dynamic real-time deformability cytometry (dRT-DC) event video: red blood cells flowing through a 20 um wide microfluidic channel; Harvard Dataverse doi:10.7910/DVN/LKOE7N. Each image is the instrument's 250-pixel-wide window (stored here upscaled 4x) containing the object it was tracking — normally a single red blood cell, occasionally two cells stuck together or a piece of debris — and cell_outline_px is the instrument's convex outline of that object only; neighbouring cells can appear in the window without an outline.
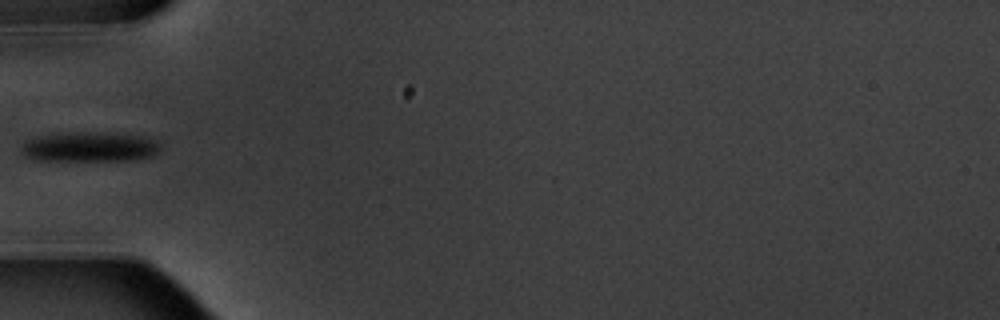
{"species": "common noctule bat (a hibernating species)", "species_latin": "Nyctalus noctula", "temperature_condition": "warm", "stored_images_in_passage": 6, "camera_frame_rate_fps": 3000, "um_per_image_px": 0.085, "animal": {"sex": "male", "body_mass_g": 20.1, "forearm_length_mm": 53.5}, "frame": {"image": 1, "passage_image": 5, "time_ms": 5.667, "image_size_px": [1000, 320], "cell_outline_px": [[160, 148], [152, 156], [132, 160], [36, 160], [24, 156], [20, 152], [20, 148], [24, 140], [36, 136], [72, 132], [104, 132], [140, 136], [156, 140], [160, 144]], "centroid_in_image_um": [7.55, 12.48], "position_along_channel_um": 77.4, "area_um2": 24.33}}